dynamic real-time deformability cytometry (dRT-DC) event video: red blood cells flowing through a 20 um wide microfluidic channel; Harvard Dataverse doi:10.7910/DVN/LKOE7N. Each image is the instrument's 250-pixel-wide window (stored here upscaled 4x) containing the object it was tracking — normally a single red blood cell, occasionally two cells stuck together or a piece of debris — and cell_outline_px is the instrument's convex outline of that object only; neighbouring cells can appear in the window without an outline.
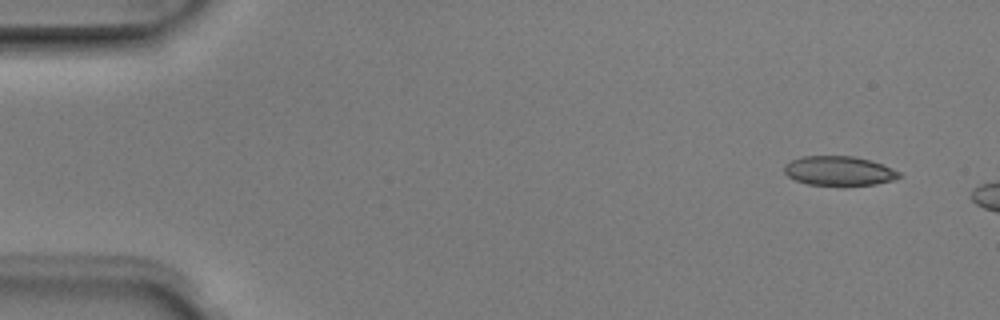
{"species": "Egyptian fruit bat (a non-hibernating species)", "species_latin": "Rousettus aegyptiacus", "temperature_condition": "room temperature", "stored_images_in_passage": 3, "camera_frame_rate_fps": 3000, "um_per_image_px": 0.085, "animal": {"sex": "male"}, "frame": {"image": 1, "passage_image": 1, "time_ms": 0.0, "image_size_px": [1000, 320], "cell_outline_px": [[900, 176], [896, 180], [876, 184], [844, 188], [808, 184], [796, 180], [788, 176], [784, 172], [784, 164], [800, 156], [852, 156], [872, 160], [892, 168], [900, 172]], "centroid_in_image_um": [71.34, 14.56], "position_along_channel_um": 13.7, "area_um2": 20.46}}